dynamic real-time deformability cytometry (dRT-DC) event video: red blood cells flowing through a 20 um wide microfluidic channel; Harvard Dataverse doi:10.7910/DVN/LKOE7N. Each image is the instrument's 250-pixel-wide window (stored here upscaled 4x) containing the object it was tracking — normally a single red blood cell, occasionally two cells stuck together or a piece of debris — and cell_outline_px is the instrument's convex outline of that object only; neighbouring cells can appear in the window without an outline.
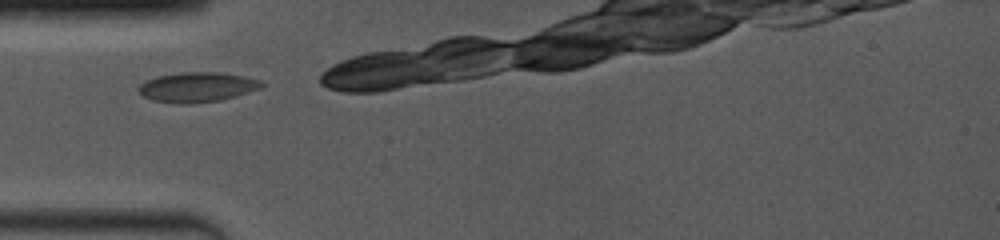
{"species": "common noctule bat (a hibernating species)", "species_latin": "Nyctalus noctula", "temperature_condition": "room temperature", "stored_images_in_passage": 6, "camera_frame_rate_fps": 4000, "um_per_image_px": 0.085, "animal": {"sex": "female", "body_mass_g": 19.0, "forearm_length_mm": 53.3}, "frame": {"image": 1, "passage_image": 1, "time_ms": 0.0, "image_size_px": [1000, 240], "cell_outline_px": [[264, 84], [260, 88], [236, 96], [220, 100], [188, 104], [180, 104], [152, 100], [144, 96], [140, 92], [140, 84], [156, 76], [180, 72], [220, 72], [244, 76], [260, 80]], "centroid_in_image_um": [16.77, 7.4], "position_along_channel_um": 68.2, "area_um2": 21.27}}